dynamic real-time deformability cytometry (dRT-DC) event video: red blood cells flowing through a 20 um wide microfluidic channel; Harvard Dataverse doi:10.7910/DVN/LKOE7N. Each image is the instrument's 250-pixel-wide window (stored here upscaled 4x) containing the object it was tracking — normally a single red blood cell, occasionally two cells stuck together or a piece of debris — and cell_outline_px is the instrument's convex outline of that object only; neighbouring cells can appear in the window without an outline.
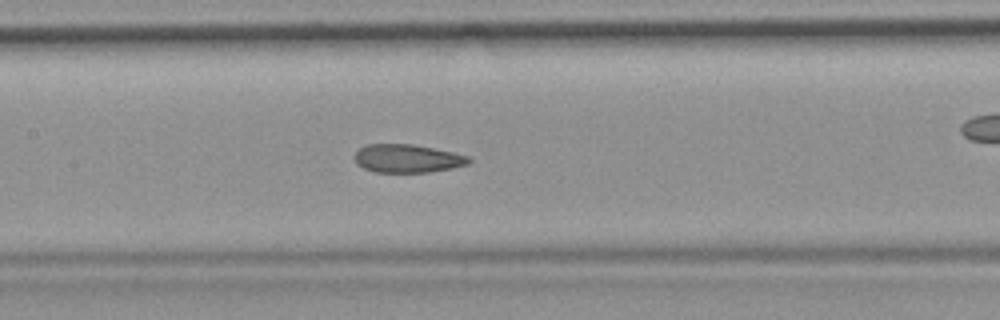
{"species": "common noctule bat (a hibernating species)", "species_latin": "Nyctalus noctula", "temperature_condition": "room temperature", "stored_images_in_passage": 52, "camera_frame_rate_fps": 3000, "um_per_image_px": 0.085, "animal": {"sex": "female", "body_mass_g": 19.9}, "frame": {"image": 1, "passage_image": 23, "time_ms": 7.333, "image_size_px": [1000, 320], "cell_outline_px": [[472, 160], [468, 164], [452, 168], [428, 172], [376, 172], [364, 168], [356, 164], [356, 152], [360, 148], [368, 144], [412, 144], [452, 152], [468, 156]], "centroid_in_image_um": [34.63, 13.47], "position_along_channel_um": 172.8, "area_um2": 18.61}, "authors_computed_cell_mechanics": {"area_um2": 19.941, "velocity_mm_per_s": 3.8002, "shape_relaxation_time_tau1_ms": null, "shape_relaxation_time_tau2_ms": 1.9464, "deformation_change_tau1": null, "deformation_change_tau2": 0.0654}}